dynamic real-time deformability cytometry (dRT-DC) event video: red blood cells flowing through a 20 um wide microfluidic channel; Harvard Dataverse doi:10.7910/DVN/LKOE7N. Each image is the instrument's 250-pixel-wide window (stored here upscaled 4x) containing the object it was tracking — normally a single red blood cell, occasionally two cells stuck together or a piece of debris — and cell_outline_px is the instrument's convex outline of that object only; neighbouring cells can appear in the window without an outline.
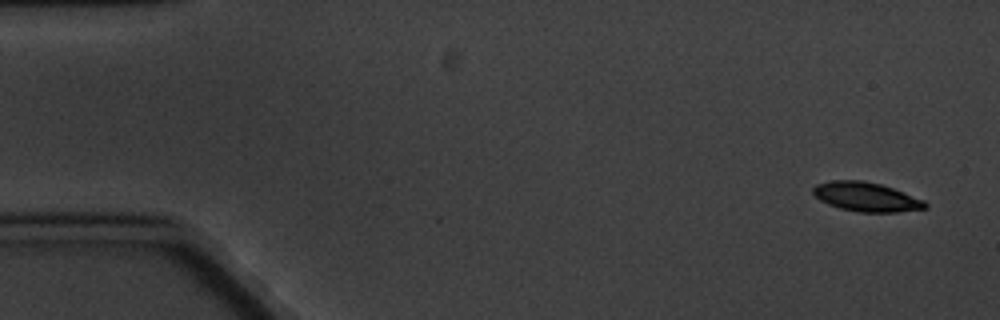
{"species": "common noctule bat (a hibernating species)", "species_latin": "Nyctalus noctula", "temperature_condition": "cold", "stored_images_in_passage": 5, "camera_frame_rate_fps": 3000, "um_per_image_px": 0.085, "animal": {"sex": "male", "body_mass_g": 20.1, "forearm_length_mm": 53.5}, "frame": {"image": 1, "passage_image": 1, "time_ms": 0.0, "image_size_px": [1000, 320], "cell_outline_px": [[928, 208], [896, 212], [860, 212], [840, 208], [828, 204], [820, 200], [812, 192], [812, 188], [816, 184], [832, 180], [860, 180], [880, 184], [892, 188], [924, 200], [928, 204]], "centroid_in_image_um": [73.62, 16.73], "position_along_channel_um": 11.4, "area_um2": 18.96}}
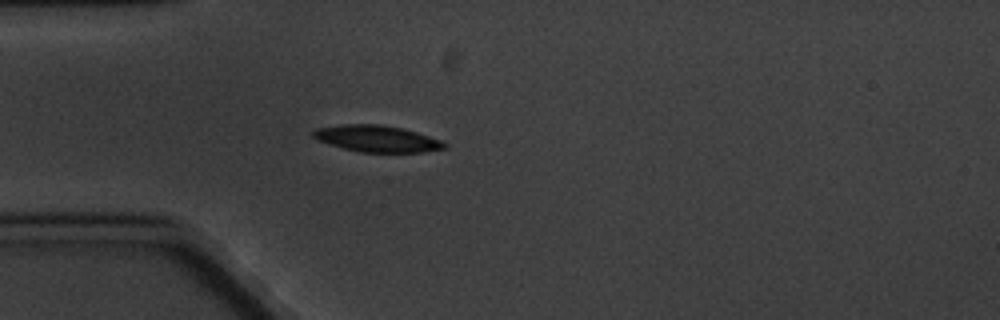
{"frame": {"image": 2, "passage_image": 5, "time_ms": 4.667, "image_size_px": [1000, 320], "cell_outline_px": [[448, 148], [420, 152], [360, 152], [344, 148], [316, 140], [312, 136], [312, 132], [316, 128], [344, 124], [380, 124], [400, 128], [416, 132], [444, 140], [448, 144]], "centroid_in_image_um": [32.07, 11.79], "position_along_channel_um": 52.9, "area_um2": 20.35}}